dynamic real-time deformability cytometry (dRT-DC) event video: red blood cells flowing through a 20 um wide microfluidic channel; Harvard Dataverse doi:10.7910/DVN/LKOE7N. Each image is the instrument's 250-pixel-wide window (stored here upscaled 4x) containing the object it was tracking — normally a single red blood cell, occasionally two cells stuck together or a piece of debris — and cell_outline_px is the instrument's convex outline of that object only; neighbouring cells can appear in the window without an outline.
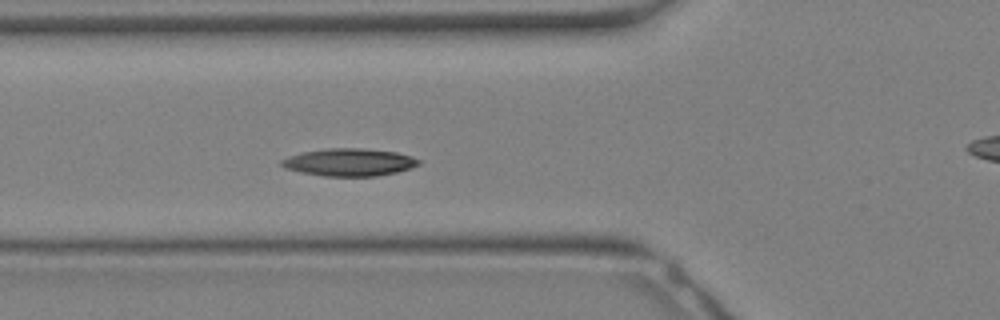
{"species": "Egyptian fruit bat (a non-hibernating species)", "species_latin": "Rousettus aegyptiacus", "temperature_condition": "warm", "stored_images_in_passage": 32, "camera_frame_rate_fps": 3000, "um_per_image_px": 0.085, "animal": {"sex": "female"}, "frame": {"image": 1, "passage_image": 10, "time_ms": 3.0, "image_size_px": [1000, 320], "cell_outline_px": [[420, 164], [412, 168], [396, 172], [376, 176], [324, 176], [300, 172], [284, 168], [280, 164], [280, 160], [288, 156], [300, 152], [324, 148], [364, 148], [396, 152], [412, 156], [420, 160]], "centroid_in_image_um": [29.66, 13.78], "position_along_channel_um": 96.1, "area_um2": 22.25}}
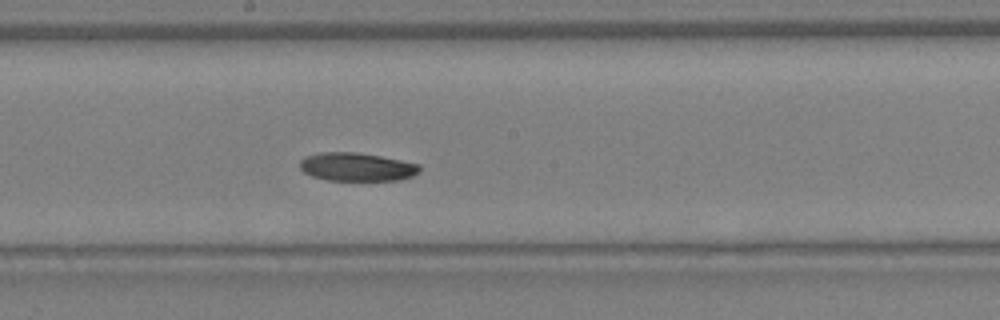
{"frame": {"image": 2, "passage_image": 16, "time_ms": 5.0, "image_size_px": [1000, 320], "cell_outline_px": [[420, 172], [412, 176], [400, 180], [328, 180], [312, 176], [304, 172], [300, 168], [300, 160], [304, 156], [320, 152], [356, 152], [380, 156], [420, 164]], "centroid_in_image_um": [30.32, 14.18], "position_along_channel_um": 217.9, "area_um2": 19.83}}
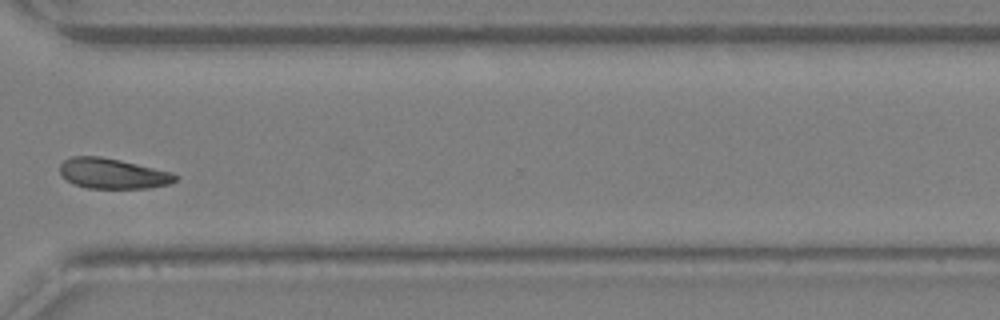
{"frame": {"image": 3, "passage_image": 23, "time_ms": 7.333, "image_size_px": [1000, 320], "cell_outline_px": [[180, 176], [176, 180], [168, 184], [152, 188], [88, 188], [76, 184], [68, 180], [60, 172], [60, 164], [64, 160], [72, 156], [100, 156], [120, 160], [172, 172]], "centroid_in_image_um": [9.62, 14.74], "position_along_channel_um": 361.0, "area_um2": 20.29}}